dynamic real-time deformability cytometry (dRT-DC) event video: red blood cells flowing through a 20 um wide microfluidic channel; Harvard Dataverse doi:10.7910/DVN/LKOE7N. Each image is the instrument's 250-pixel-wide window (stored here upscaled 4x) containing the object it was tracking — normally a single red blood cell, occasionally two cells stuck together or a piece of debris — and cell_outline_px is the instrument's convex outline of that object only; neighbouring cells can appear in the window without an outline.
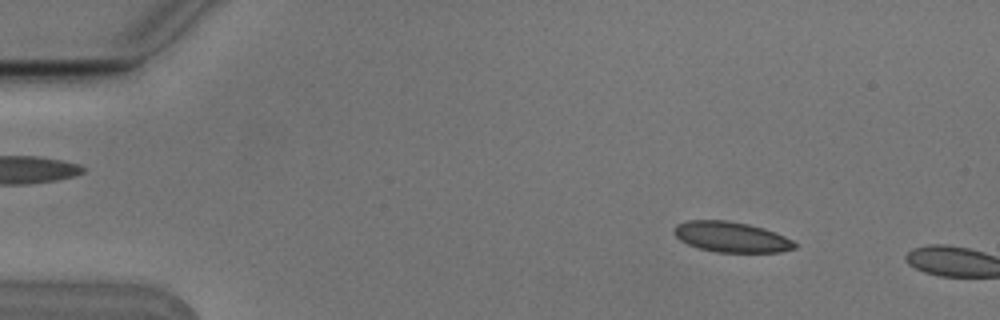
{"species": "Egyptian fruit bat (a non-hibernating species)", "species_latin": "Rousettus aegyptiacus", "temperature_condition": "cold", "stored_images_in_passage": 2, "camera_frame_rate_fps": 3000, "um_per_image_px": 0.085, "animal": {"sex": "male"}, "frame": {"image": 1, "passage_image": 1, "time_ms": 0.0, "image_size_px": [1000, 320], "cell_outline_px": [[796, 248], [780, 252], [716, 252], [700, 248], [688, 244], [680, 240], [672, 232], [672, 228], [676, 224], [688, 220], [728, 220], [748, 224], [764, 228], [784, 236], [792, 240], [796, 244]], "centroid_in_image_um": [62.13, 20.13], "position_along_channel_um": 22.9, "area_um2": 21.44}}